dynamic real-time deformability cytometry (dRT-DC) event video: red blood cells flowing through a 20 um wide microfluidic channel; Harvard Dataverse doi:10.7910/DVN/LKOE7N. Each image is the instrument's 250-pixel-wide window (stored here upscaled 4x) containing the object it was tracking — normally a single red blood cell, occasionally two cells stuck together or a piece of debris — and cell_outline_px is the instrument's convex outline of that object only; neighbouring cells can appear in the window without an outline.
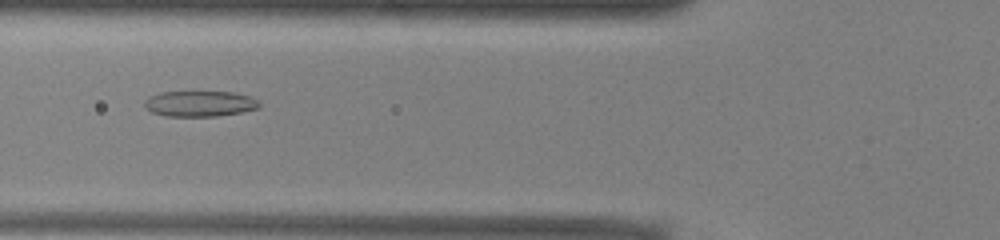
{"species": "common noctule bat (a hibernating species)", "species_latin": "Nyctalus noctula", "temperature_condition": "warm", "stored_images_in_passage": 51, "camera_frame_rate_fps": 3000, "um_per_image_px": 0.085, "animal": {"sex": "male", "body_mass_g": 13.0, "forearm_length_mm": 53.1}, "frame": {"image": 1, "passage_image": 19, "time_ms": 6.0, "image_size_px": [1000, 240], "cell_outline_px": [[260, 108], [240, 112], [216, 116], [164, 116], [152, 112], [144, 108], [144, 100], [148, 96], [160, 92], [236, 92], [260, 100]], "centroid_in_image_um": [16.96, 8.81], "position_along_channel_um": 108.8, "area_um2": 17.34}}
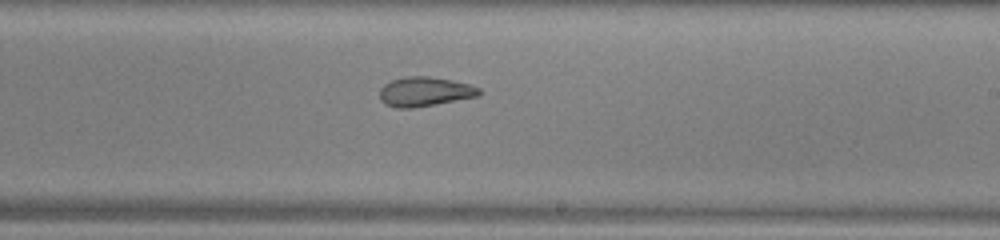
{"frame": {"image": 2, "passage_image": 30, "time_ms": 9.667, "image_size_px": [1000, 240], "cell_outline_px": [[480, 96], [436, 104], [412, 108], [396, 108], [384, 104], [380, 100], [380, 88], [384, 84], [392, 80], [404, 76], [428, 76], [452, 80], [468, 84], [480, 88]], "centroid_in_image_um": [36.08, 7.79], "position_along_channel_um": 252.9, "area_um2": 17.17}}
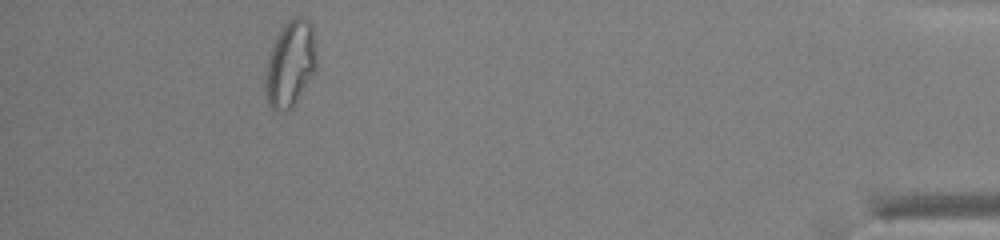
{"frame": {"image": 3, "passage_image": 47, "time_ms": 15.333, "image_size_px": [1000, 240], "cell_outline_px": [[316, 72], [292, 108], [288, 112], [276, 112], [268, 104], [264, 84], [264, 72], [268, 52], [276, 36], [284, 24], [292, 16], [300, 12], [312, 24], [316, 44]], "centroid_in_image_um": [24.67, 5.4], "position_along_channel_um": 410.5, "area_um2": 26.88}, "authors_computed_cell_mechanics": {"area_um2": 21.5594, "velocity_mm_per_s": 3.9341, "shape_relaxation_time_tau1_ms": null, "shape_relaxation_time_tau2_ms": 2.7473, "deformation_change_tau1": null, "deformation_change_tau2": 0.0967}}